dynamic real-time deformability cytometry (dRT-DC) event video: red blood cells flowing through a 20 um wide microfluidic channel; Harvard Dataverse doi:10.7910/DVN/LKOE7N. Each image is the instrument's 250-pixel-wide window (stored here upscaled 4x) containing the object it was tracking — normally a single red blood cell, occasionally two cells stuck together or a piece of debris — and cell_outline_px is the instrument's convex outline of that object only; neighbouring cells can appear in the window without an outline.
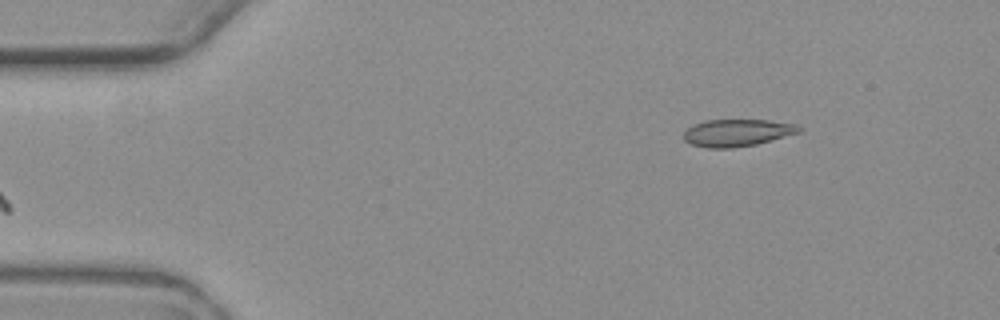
{"species": "common noctule bat (a hibernating species)", "species_latin": "Nyctalus noctula", "temperature_condition": "warm", "stored_images_in_passage": 3, "camera_frame_rate_fps": 3000, "um_per_image_px": 0.085, "animal": {"sex": "female", "body_mass_g": 19.3, "forearm_length_mm": 54.1}, "frame": {"image": 1, "passage_image": 3, "time_ms": 2.333, "image_size_px": [1000, 320], "cell_outline_px": [[804, 128], [800, 132], [756, 144], [732, 148], [708, 148], [692, 144], [684, 140], [684, 132], [692, 124], [704, 120], [768, 120], [796, 124]], "centroid_in_image_um": [62.66, 11.27], "position_along_channel_um": 22.3, "area_um2": 18.26}}